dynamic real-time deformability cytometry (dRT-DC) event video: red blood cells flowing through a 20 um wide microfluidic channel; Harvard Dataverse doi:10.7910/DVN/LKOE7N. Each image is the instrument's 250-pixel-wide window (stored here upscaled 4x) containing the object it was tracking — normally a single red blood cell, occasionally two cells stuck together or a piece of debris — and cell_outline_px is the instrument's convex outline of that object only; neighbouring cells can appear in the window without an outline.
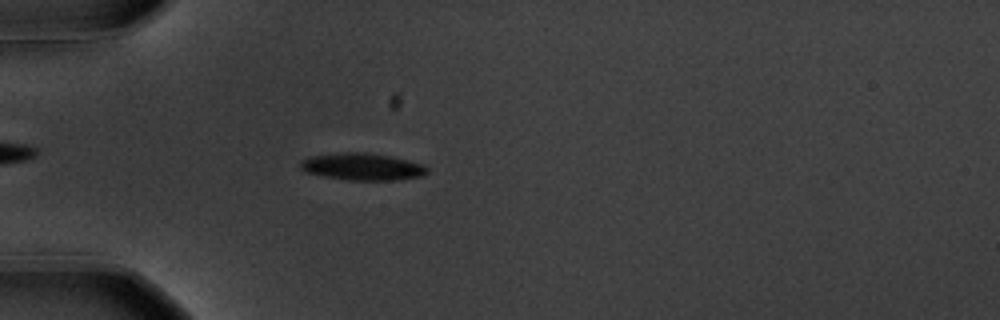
{"species": "common noctule bat (a hibernating species)", "species_latin": "Nyctalus noctula", "temperature_condition": "warm", "stored_images_in_passage": 52, "camera_frame_rate_fps": 3000, "um_per_image_px": 0.085, "animal": {"sex": "male", "body_mass_g": 20.1, "forearm_length_mm": 53.5}, "frame": {"image": 1, "passage_image": 12, "time_ms": 3.667, "image_size_px": [1000, 320], "cell_outline_px": [[428, 172], [424, 176], [396, 180], [348, 180], [324, 176], [308, 172], [300, 168], [300, 160], [312, 156], [344, 152], [364, 152], [388, 156], [424, 164], [428, 168]], "centroid_in_image_um": [30.83, 14.17], "position_along_channel_um": 54.2, "area_um2": 19.88}}
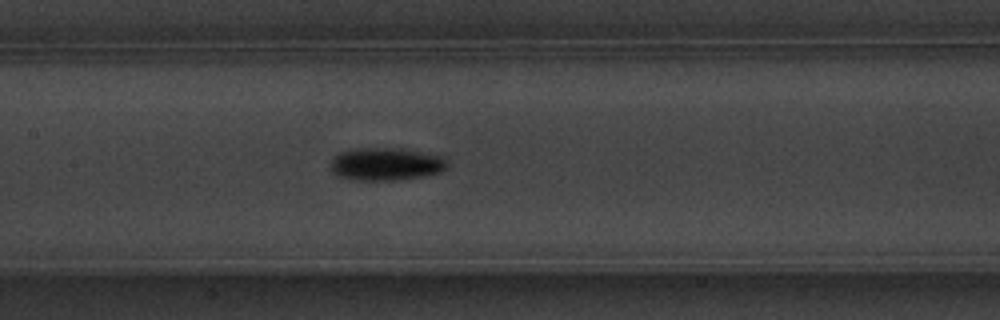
{"frame": {"image": 2, "passage_image": 23, "time_ms": 7.333, "image_size_px": [1000, 320], "cell_outline_px": [[448, 168], [440, 172], [424, 176], [400, 180], [356, 180], [340, 176], [332, 168], [332, 160], [340, 152], [360, 148], [400, 148], [444, 156], [448, 164]], "centroid_in_image_um": [32.9, 13.94], "position_along_channel_um": 174.5, "area_um2": 22.14}}
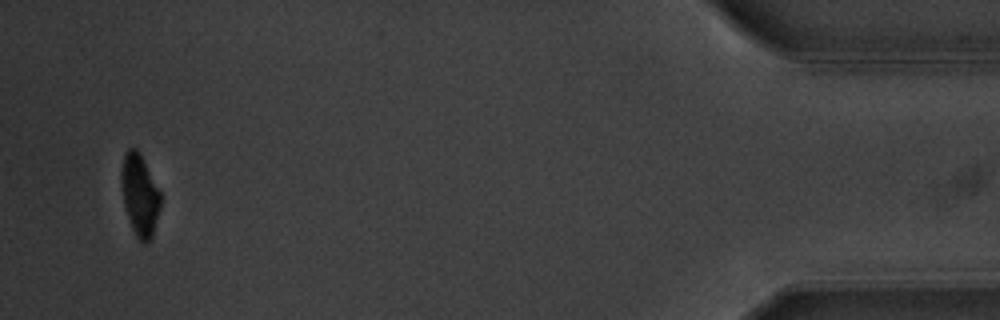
{"frame": {"image": 3, "passage_image": 50, "time_ms": 16.333, "image_size_px": [1000, 320], "cell_outline_px": [[160, 208], [152, 236], [144, 244], [136, 236], [132, 228], [124, 204], [120, 180], [120, 172], [124, 152], [128, 148], [136, 148], [140, 152], [160, 192]], "centroid_in_image_um": [11.86, 16.52], "position_along_channel_um": 423.3, "area_um2": 18.55}, "authors_computed_cell_mechanics": {"area_um2": 19.7676, "velocity_mm_per_s": 3.5775, "shape_relaxation_time_tau1_ms": 2.5824, "shape_relaxation_time_tau2_ms": null, "deformation_change_tau1": 0.1553, "deformation_change_tau2": null}}